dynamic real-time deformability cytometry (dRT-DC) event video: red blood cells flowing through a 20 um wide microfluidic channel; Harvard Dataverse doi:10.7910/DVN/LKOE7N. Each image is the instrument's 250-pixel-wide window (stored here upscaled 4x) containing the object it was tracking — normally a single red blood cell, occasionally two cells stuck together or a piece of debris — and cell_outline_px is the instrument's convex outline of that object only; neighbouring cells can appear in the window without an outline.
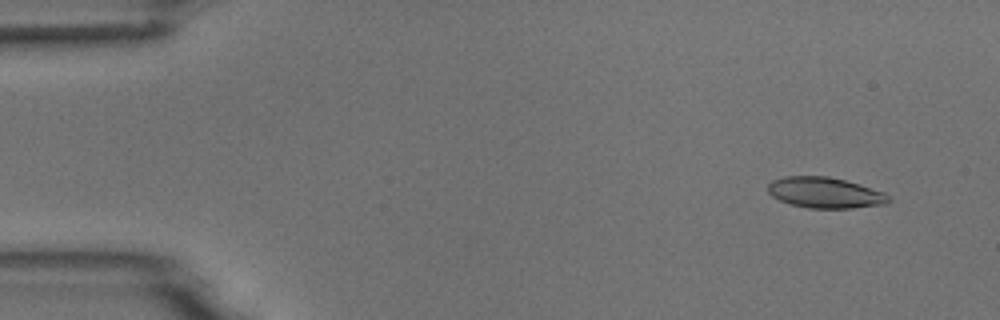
{"species": "common noctule bat (a hibernating species)", "species_latin": "Nyctalus noctula", "temperature_condition": "room temperature", "stored_images_in_passage": 53, "camera_frame_rate_fps": 3000, "um_per_image_px": 0.085, "animal": {"sex": "male", "body_mass_g": 18.8}, "frame": {"image": 1, "passage_image": 3, "time_ms": 0.667, "image_size_px": [1000, 320], "cell_outline_px": [[892, 200], [888, 204], [852, 208], [808, 208], [788, 204], [772, 196], [768, 192], [768, 184], [772, 180], [784, 176], [828, 176], [844, 180], [884, 192]], "centroid_in_image_um": [70.11, 16.38], "position_along_channel_um": 14.9, "area_um2": 21.73}}
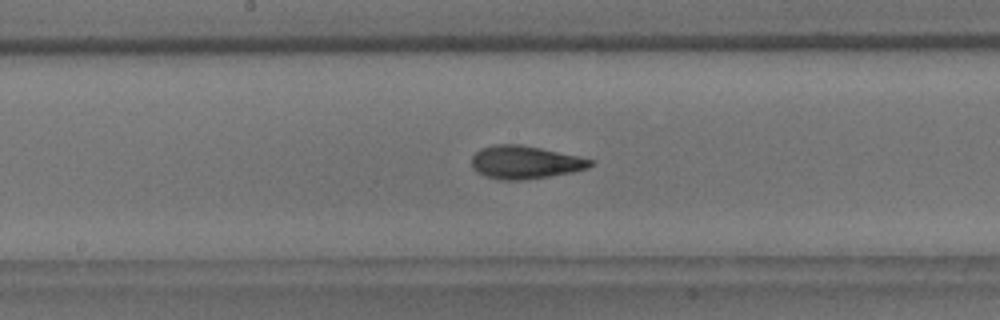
{"frame": {"image": 2, "passage_image": 27, "time_ms": 8.667, "image_size_px": [1000, 320], "cell_outline_px": [[596, 164], [588, 168], [572, 172], [548, 176], [520, 180], [500, 180], [484, 176], [476, 172], [472, 168], [472, 156], [480, 148], [496, 144], [520, 144], [580, 156], [596, 160]], "centroid_in_image_um": [44.65, 13.79], "position_along_channel_um": 203.6, "area_um2": 23.06}}
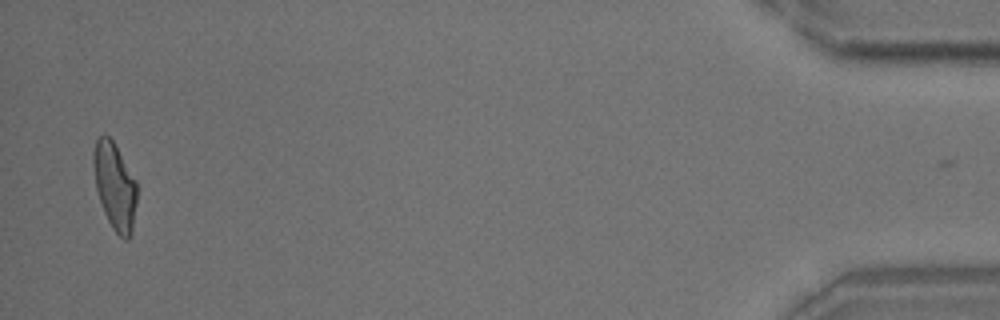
{"frame": {"image": 3, "passage_image": 52, "time_ms": 17.0, "image_size_px": [1000, 320], "cell_outline_px": [[136, 204], [132, 232], [128, 240], [124, 240], [112, 228], [104, 212], [96, 188], [92, 164], [92, 152], [96, 140], [100, 136], [108, 136], [112, 140], [136, 180]], "centroid_in_image_um": [9.74, 15.83], "position_along_channel_um": 425.5, "area_um2": 21.91}, "authors_computed_cell_mechanics": {"area_um2": 22.1374, "velocity_mm_per_s": 3.6995, "shape_relaxation_time_tau1_ms": 5.4653, "shape_relaxation_time_tau2_ms": 1.8316, "deformation_change_tau1": 0.1891, "deformation_change_tau2": 0.0816}}